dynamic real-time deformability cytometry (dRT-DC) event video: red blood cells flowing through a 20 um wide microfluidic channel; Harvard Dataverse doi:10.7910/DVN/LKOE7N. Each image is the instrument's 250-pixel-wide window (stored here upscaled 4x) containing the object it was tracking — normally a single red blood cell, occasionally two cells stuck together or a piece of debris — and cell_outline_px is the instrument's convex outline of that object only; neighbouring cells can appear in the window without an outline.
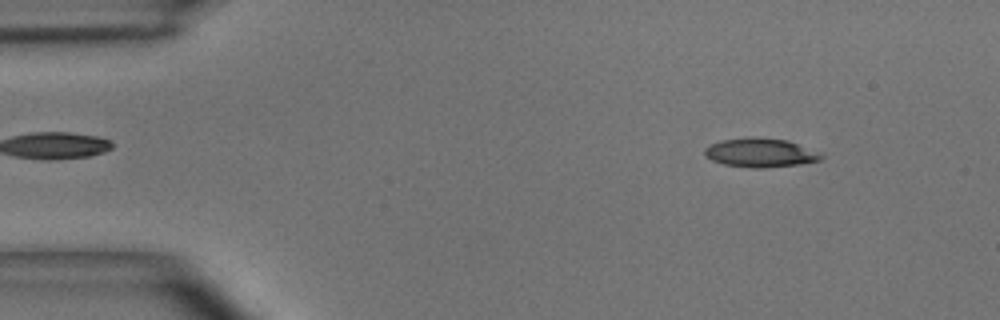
{"species": "common noctule bat (a hibernating species)", "species_latin": "Nyctalus noctula", "temperature_condition": "room temperature", "stored_images_in_passage": 49, "segment_of_instrument_passage": [1, 2], "camera_frame_rate_fps": 3000, "um_per_image_px": 0.085, "animal": {"sex": "male", "body_mass_g": 15.6}, "frame": {"image": 1, "passage_image": 5, "time_ms": 1.333, "image_size_px": [1000, 320], "cell_outline_px": [[824, 156], [820, 160], [800, 164], [764, 168], [752, 168], [724, 164], [712, 160], [704, 156], [704, 148], [720, 140], [748, 136], [752, 136], [788, 140], [820, 152]], "centroid_in_image_um": [64.62, 12.97], "position_along_channel_um": 20.4, "area_um2": 19.88}}
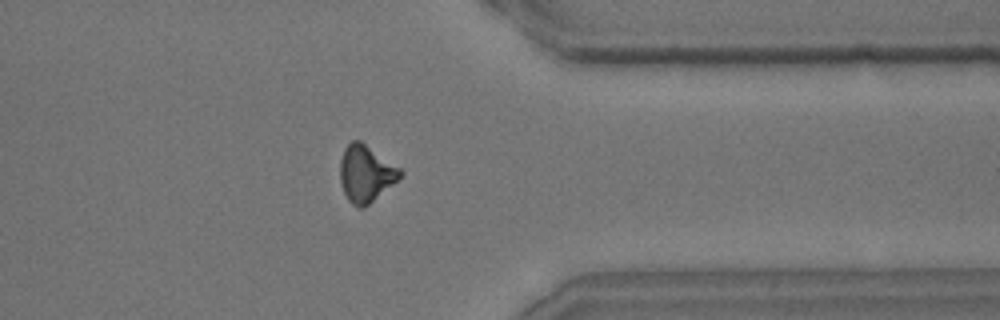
{"frame": {"image": 2, "passage_image": 38, "time_ms": 12.333, "image_size_px": [1000, 320], "cell_outline_px": [[404, 172], [392, 184], [364, 208], [360, 208], [352, 204], [348, 200], [344, 192], [340, 180], [340, 160], [344, 148], [352, 140], [360, 140], [400, 168]], "centroid_in_image_um": [31.07, 14.74], "position_along_channel_um": 380.3, "area_um2": 19.59}}
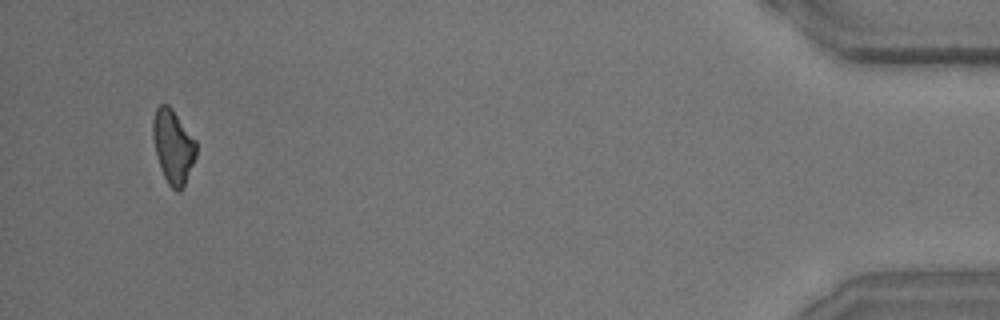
{"frame": {"image": 3, "passage_image": 46, "time_ms": 15.0, "image_size_px": [1000, 320], "cell_outline_px": [[196, 156], [184, 188], [180, 192], [176, 192], [168, 184], [160, 168], [152, 136], [152, 120], [156, 108], [160, 104], [168, 104], [172, 108], [196, 140]], "centroid_in_image_um": [14.72, 12.46], "position_along_channel_um": 420.5, "area_um2": 18.84}}